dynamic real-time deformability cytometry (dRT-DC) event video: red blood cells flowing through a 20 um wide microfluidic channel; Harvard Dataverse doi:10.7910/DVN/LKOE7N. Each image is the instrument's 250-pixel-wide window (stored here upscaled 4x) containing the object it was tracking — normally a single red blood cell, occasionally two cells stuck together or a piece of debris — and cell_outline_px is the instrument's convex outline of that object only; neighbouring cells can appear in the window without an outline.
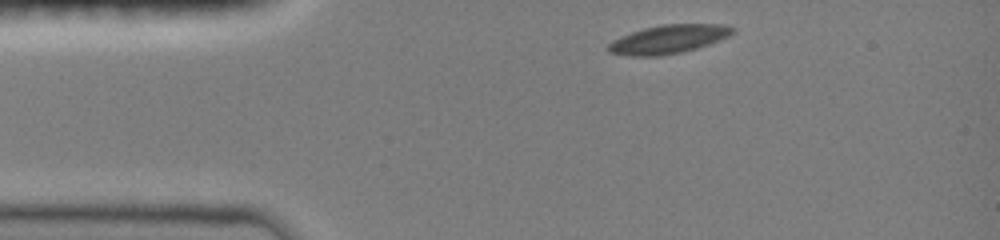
{"species": "common noctule bat (a hibernating species)", "species_latin": "Nyctalus noctula", "temperature_condition": "room temperature", "stored_images_in_passage": 17, "camera_frame_rate_fps": 3000, "um_per_image_px": 0.085, "animal": {"sex": "female", "body_mass_g": 19.0, "forearm_length_mm": 51.5}, "frame": {"image": 1, "passage_image": 1, "time_ms": 0.0, "image_size_px": [1000, 240], "cell_outline_px": [[736, 32], [720, 40], [696, 48], [680, 52], [660, 56], [628, 56], [608, 52], [604, 48], [612, 40], [620, 36], [644, 28], [660, 24], [724, 24], [736, 28]], "centroid_in_image_um": [56.79, 3.33], "position_along_channel_um": 28.2, "area_um2": 20.92}}
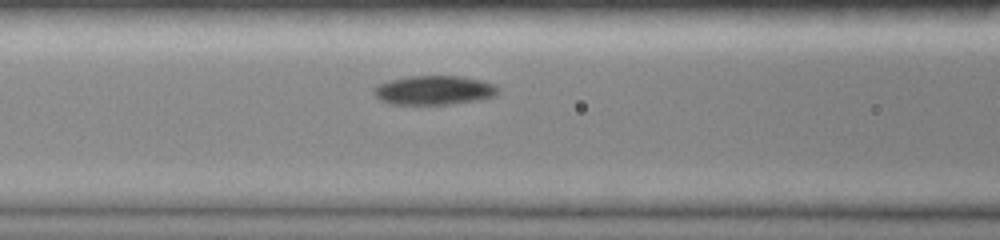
{"frame": {"image": 2, "passage_image": 8, "time_ms": 3.667, "image_size_px": [1000, 240], "cell_outline_px": [[500, 92], [496, 96], [480, 100], [452, 104], [388, 104], [380, 100], [372, 92], [372, 88], [380, 84], [392, 80], [408, 76], [460, 76], [484, 80], [496, 84]], "centroid_in_image_um": [36.95, 7.67], "position_along_channel_um": 129.7, "area_um2": 21.39}}
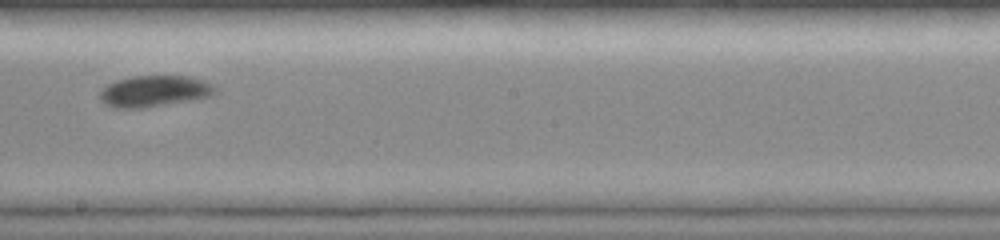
{"frame": {"image": 3, "passage_image": 15, "time_ms": 6.333, "image_size_px": [1000, 240], "cell_outline_px": [[216, 92], [212, 96], [144, 108], [112, 108], [104, 104], [100, 100], [100, 88], [116, 80], [132, 76], [192, 76], [204, 80], [212, 84], [216, 88]], "centroid_in_image_um": [13.09, 7.75], "position_along_channel_um": 235.1, "area_um2": 21.21}}